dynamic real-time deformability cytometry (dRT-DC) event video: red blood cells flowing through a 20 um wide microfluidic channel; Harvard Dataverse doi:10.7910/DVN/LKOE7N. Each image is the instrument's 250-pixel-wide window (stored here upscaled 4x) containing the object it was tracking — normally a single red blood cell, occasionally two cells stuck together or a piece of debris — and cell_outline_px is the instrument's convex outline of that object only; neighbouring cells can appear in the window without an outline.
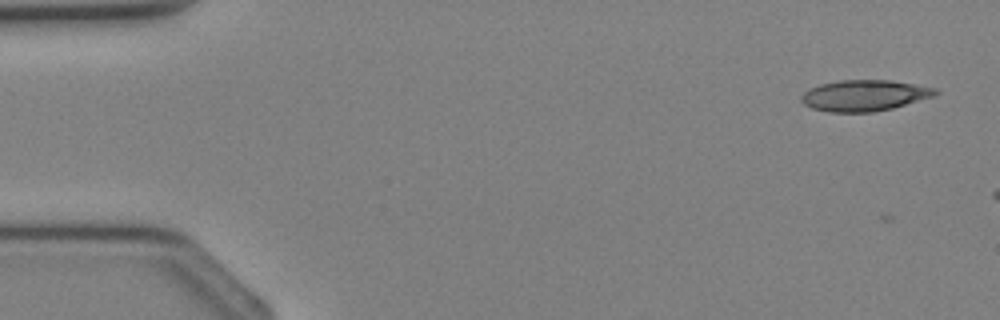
{"species": "Egyptian fruit bat (a non-hibernating species)", "species_latin": "Rousettus aegyptiacus", "temperature_condition": "cold", "stored_images_in_passage": 6, "camera_frame_rate_fps": 3000, "um_per_image_px": 0.085, "animal": {"sex": "female"}, "frame": {"image": 1, "passage_image": 1, "time_ms": 0.0, "image_size_px": [1000, 320], "cell_outline_px": [[940, 92], [932, 96], [892, 108], [872, 112], [832, 112], [812, 108], [804, 104], [800, 100], [800, 96], [804, 92], [820, 84], [840, 80], [888, 80], [936, 88]], "centroid_in_image_um": [73.44, 8.11], "position_along_channel_um": 11.6, "area_um2": 23.93}}